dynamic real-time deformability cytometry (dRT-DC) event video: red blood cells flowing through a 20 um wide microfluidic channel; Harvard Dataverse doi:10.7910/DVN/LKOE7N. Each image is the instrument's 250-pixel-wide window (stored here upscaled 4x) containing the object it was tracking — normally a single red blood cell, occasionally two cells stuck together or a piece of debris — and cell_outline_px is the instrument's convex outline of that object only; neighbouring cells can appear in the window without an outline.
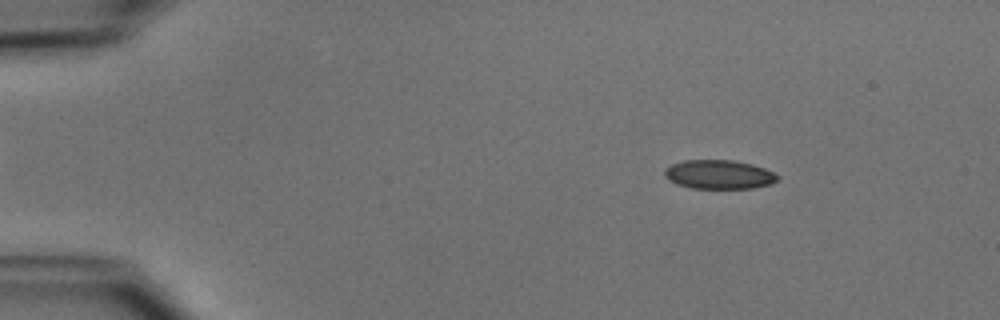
{"species": "common noctule bat (a hibernating species)", "species_latin": "Nyctalus noctula", "temperature_condition": "cold", "stored_images_in_passage": 46, "camera_frame_rate_fps": 3000, "um_per_image_px": 0.085, "animal": {"sex": "male", "body_mass_g": 15.6}, "frame": {"image": 1, "passage_image": 2, "time_ms": 0.333, "image_size_px": [1000, 320], "cell_outline_px": [[780, 180], [768, 184], [752, 188], [692, 188], [676, 184], [668, 180], [664, 176], [664, 168], [672, 164], [684, 160], [732, 160], [752, 164], [764, 168], [780, 176]], "centroid_in_image_um": [61.09, 14.83], "position_along_channel_um": 23.9, "area_um2": 19.13}}
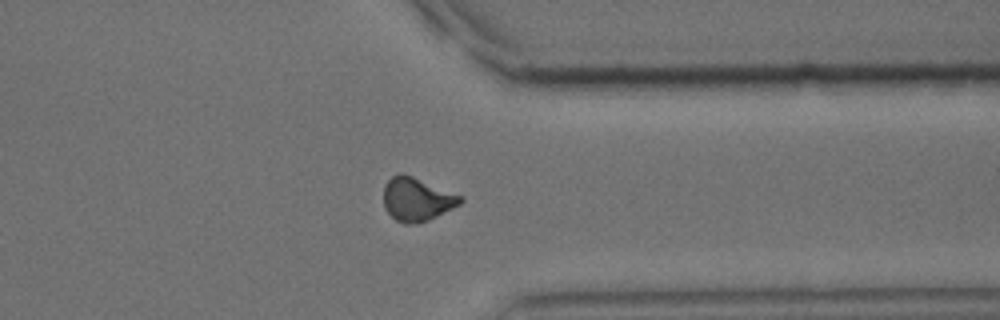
{"frame": {"image": 2, "passage_image": 35, "time_ms": 11.333, "image_size_px": [1000, 320], "cell_outline_px": [[464, 200], [460, 204], [428, 220], [408, 224], [404, 224], [396, 220], [384, 208], [384, 184], [392, 176], [400, 172], [412, 176], [464, 196]], "centroid_in_image_um": [35.43, 16.92], "position_along_channel_um": 376.0, "area_um2": 19.36}}
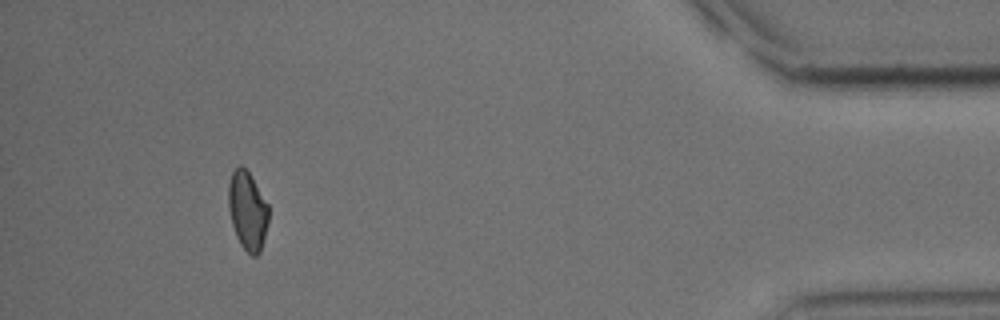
{"frame": {"image": 3, "passage_image": 42, "time_ms": 13.667, "image_size_px": [1000, 320], "cell_outline_px": [[268, 220], [260, 252], [256, 256], [252, 256], [240, 244], [236, 236], [232, 224], [228, 208], [228, 184], [232, 172], [240, 164], [248, 172], [268, 204]], "centroid_in_image_um": [21.02, 17.91], "position_along_channel_um": 414.2, "area_um2": 18.15}, "authors_computed_cell_mechanics": {"area_um2": 19.5942, "velocity_mm_per_s": 3.9505, "shape_relaxation_time_tau1_ms": 3.3657, "shape_relaxation_time_tau2_ms": 4.1587, "deformation_change_tau1": 0.0842, "deformation_change_tau2": 0.0828}}